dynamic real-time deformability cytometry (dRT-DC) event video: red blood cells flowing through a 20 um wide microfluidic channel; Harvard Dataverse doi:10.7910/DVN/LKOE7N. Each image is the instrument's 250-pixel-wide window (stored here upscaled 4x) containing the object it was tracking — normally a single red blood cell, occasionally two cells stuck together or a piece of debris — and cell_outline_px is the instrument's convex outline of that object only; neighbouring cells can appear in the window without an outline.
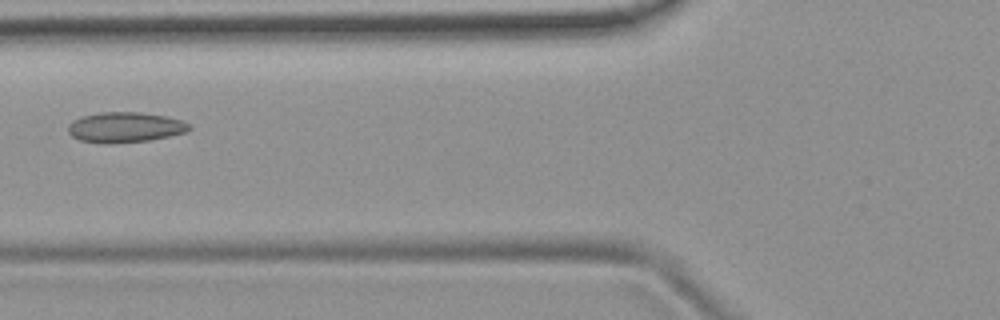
{"species": "common noctule bat (a hibernating species)", "species_latin": "Nyctalus noctula", "temperature_condition": "room temperature", "stored_images_in_passage": 2, "camera_frame_rate_fps": 3000, "um_per_image_px": 0.085, "animal": {"sex": "female", "body_mass_g": 19.9}, "frame": {"image": 1, "passage_image": 2, "time_ms": 1.0, "image_size_px": [1000, 320], "cell_outline_px": [[192, 128], [184, 132], [168, 136], [148, 140], [80, 140], [72, 136], [68, 132], [68, 124], [72, 120], [84, 116], [100, 112], [140, 112], [168, 116], [180, 120], [188, 124]], "centroid_in_image_um": [10.65, 10.75], "position_along_channel_um": 115.1, "area_um2": 20.29}}